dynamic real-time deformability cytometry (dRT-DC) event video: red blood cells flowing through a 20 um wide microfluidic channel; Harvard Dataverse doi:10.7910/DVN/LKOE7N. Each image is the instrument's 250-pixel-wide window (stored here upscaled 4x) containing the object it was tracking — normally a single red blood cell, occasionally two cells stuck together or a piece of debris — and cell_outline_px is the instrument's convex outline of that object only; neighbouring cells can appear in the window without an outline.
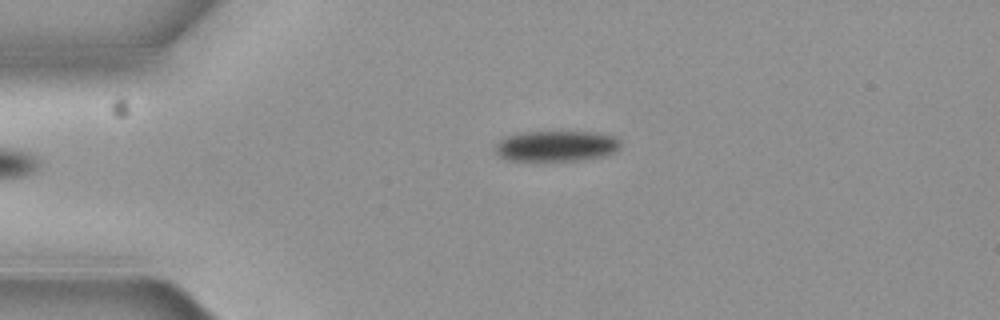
{"species": "common noctule bat (a hibernating species)", "species_latin": "Nyctalus noctula", "temperature_condition": "cold", "stored_images_in_passage": 2, "camera_frame_rate_fps": 3000, "um_per_image_px": 0.085, "animal": {"sex": "female", "body_mass_g": 19.3, "forearm_length_mm": 54.1}, "frame": {"image": 1, "passage_image": 1, "time_ms": 0.0, "image_size_px": [1000, 320], "cell_outline_px": [[620, 148], [604, 156], [584, 160], [504, 160], [496, 152], [496, 144], [500, 140], [508, 136], [528, 132], [596, 132], [616, 136], [620, 140]], "centroid_in_image_um": [47.33, 12.41], "position_along_channel_um": 37.7, "area_um2": 22.25}}